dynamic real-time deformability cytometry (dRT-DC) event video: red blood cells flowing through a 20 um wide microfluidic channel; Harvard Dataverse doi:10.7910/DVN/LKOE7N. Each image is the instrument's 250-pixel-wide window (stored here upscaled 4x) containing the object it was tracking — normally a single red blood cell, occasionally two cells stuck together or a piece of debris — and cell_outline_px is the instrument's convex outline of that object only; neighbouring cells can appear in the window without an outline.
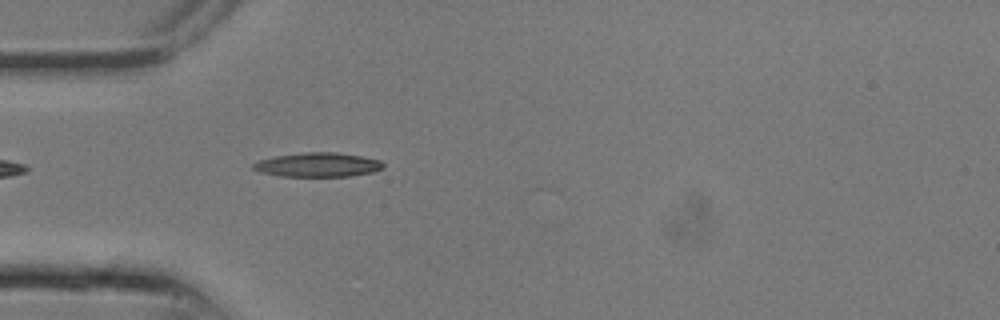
{"species": "common noctule bat (a hibernating species)", "species_latin": "Nyctalus noctula", "temperature_condition": "room temperature", "stored_images_in_passage": 5, "camera_frame_rate_fps": 3000, "um_per_image_px": 0.085, "animal": {"sex": "male", "body_mass_g": 13.3}, "frame": {"image": 1, "passage_image": 5, "time_ms": 1.333, "image_size_px": [1000, 320], "cell_outline_px": [[384, 168], [372, 172], [348, 176], [280, 176], [260, 172], [252, 168], [252, 164], [260, 160], [276, 156], [304, 152], [336, 152], [360, 156], [380, 160], [384, 164]], "centroid_in_image_um": [27.02, 14.0], "position_along_channel_um": 58.0, "area_um2": 18.21}}